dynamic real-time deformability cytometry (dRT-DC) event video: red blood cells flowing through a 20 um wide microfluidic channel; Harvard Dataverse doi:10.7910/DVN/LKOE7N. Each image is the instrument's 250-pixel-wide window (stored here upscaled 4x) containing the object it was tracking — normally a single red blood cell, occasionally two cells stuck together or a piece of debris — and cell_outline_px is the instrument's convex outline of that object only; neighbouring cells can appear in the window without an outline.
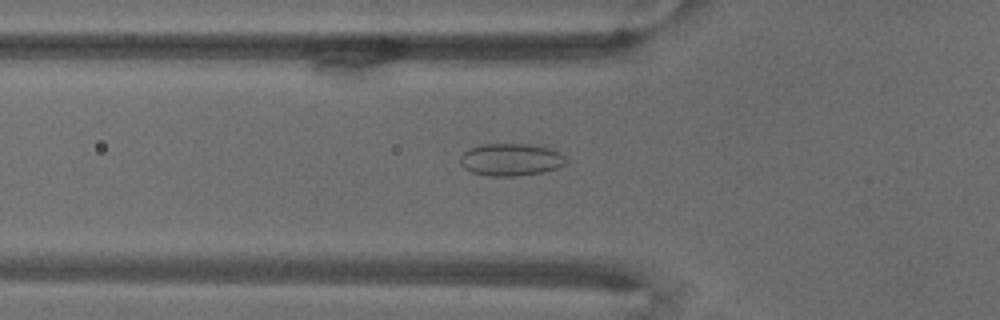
{"species": "common noctule bat (a hibernating species)", "species_latin": "Nyctalus noctula", "temperature_condition": "warm", "stored_images_in_passage": 70, "camera_frame_rate_fps": 3000, "um_per_image_px": 0.085, "animal": {"sex": "male", "body_mass_g": 18.8}, "frame": {"image": 1, "passage_image": 25, "time_ms": 8.0, "image_size_px": [1000, 320], "cell_outline_px": [[568, 160], [560, 168], [544, 172], [516, 176], [488, 176], [472, 172], [464, 168], [460, 164], [460, 156], [468, 148], [480, 144], [528, 144], [548, 148], [564, 156]], "centroid_in_image_um": [43.4, 13.57], "position_along_channel_um": 82.4, "area_um2": 20.06}}
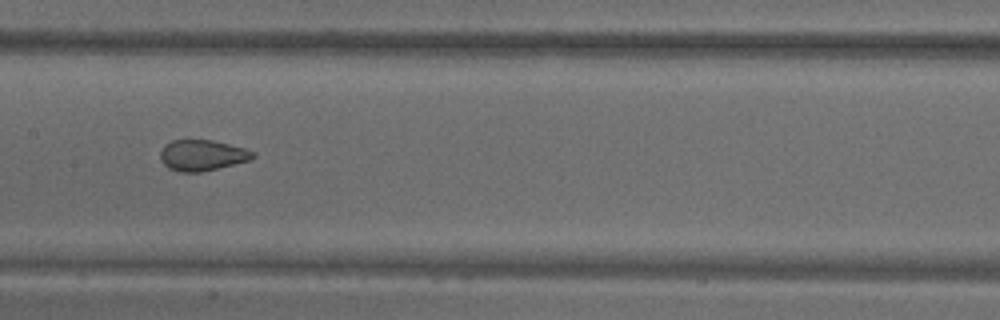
{"frame": {"image": 2, "passage_image": 36, "time_ms": 11.667, "image_size_px": [1000, 320], "cell_outline_px": [[256, 156], [248, 160], [200, 172], [180, 172], [168, 168], [160, 160], [160, 152], [164, 144], [172, 140], [212, 140], [244, 148], [256, 152]], "centroid_in_image_um": [17.15, 13.19], "position_along_channel_um": 190.3, "area_um2": 16.53}}
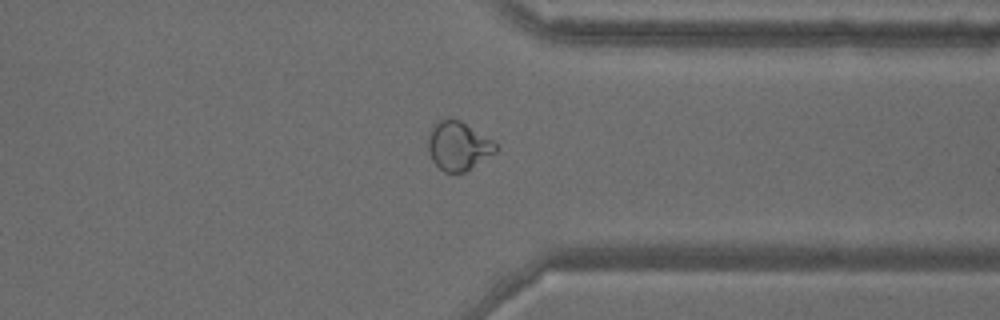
{"frame": {"image": 3, "passage_image": 55, "time_ms": 18.0, "image_size_px": [1000, 320], "cell_outline_px": [[500, 148], [496, 152], [464, 172], [444, 172], [432, 160], [428, 152], [428, 132], [436, 120], [460, 120], [492, 140]], "centroid_in_image_um": [38.93, 12.4], "position_along_channel_um": 372.5, "area_um2": 19.07}}